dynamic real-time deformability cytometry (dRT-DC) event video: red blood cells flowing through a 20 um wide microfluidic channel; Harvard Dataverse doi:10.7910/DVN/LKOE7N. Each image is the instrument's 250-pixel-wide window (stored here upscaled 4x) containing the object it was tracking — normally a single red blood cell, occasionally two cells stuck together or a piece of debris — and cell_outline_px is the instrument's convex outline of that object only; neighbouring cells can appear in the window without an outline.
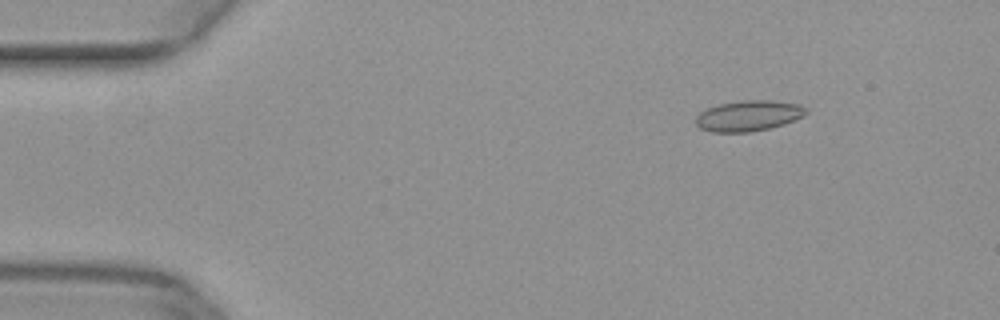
{"species": "common noctule bat (a hibernating species)", "species_latin": "Nyctalus noctula", "temperature_condition": "warm", "stored_images_in_passage": 14, "camera_frame_rate_fps": 3000, "um_per_image_px": 0.085, "animal": {"sex": "female", "body_mass_g": 29.2, "forearm_length_mm": 56.3}, "frame": {"image": 1, "passage_image": 1, "time_ms": 0.0, "image_size_px": [1000, 320], "cell_outline_px": [[808, 112], [804, 116], [784, 124], [752, 132], [712, 132], [700, 128], [696, 124], [696, 116], [700, 112], [708, 108], [720, 104], [740, 100], [772, 100], [800, 104]], "centroid_in_image_um": [63.63, 9.84], "position_along_channel_um": 21.4, "area_um2": 19.71}}
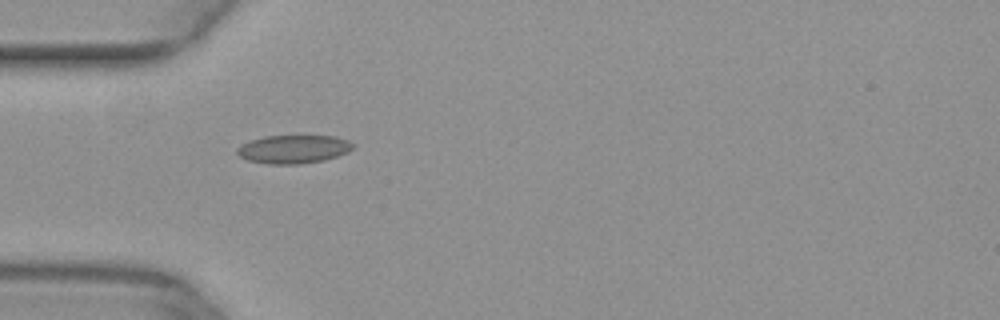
{"frame": {"image": 2, "passage_image": 10, "time_ms": 3.0, "image_size_px": [1000, 320], "cell_outline_px": [[356, 144], [348, 152], [324, 160], [300, 164], [268, 164], [248, 160], [240, 156], [236, 152], [236, 148], [240, 144], [264, 136], [300, 132], [336, 136], [348, 140]], "centroid_in_image_um": [24.98, 12.61], "position_along_channel_um": 60.0, "area_um2": 20.23}}
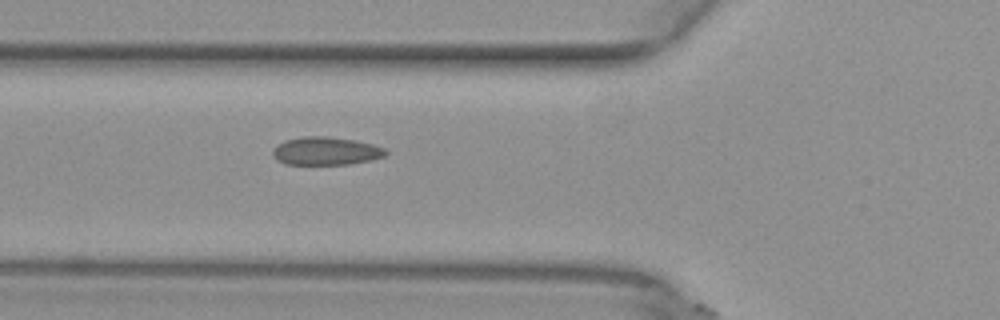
{"frame": {"image": 3, "passage_image": 13, "time_ms": 4.0, "image_size_px": [1000, 320], "cell_outline_px": [[388, 152], [384, 156], [372, 160], [348, 164], [284, 164], [276, 160], [272, 152], [272, 148], [276, 144], [284, 140], [304, 136], [328, 136], [356, 140], [372, 144], [384, 148]], "centroid_in_image_um": [27.66, 12.83], "position_along_channel_um": 98.1, "area_um2": 18.67}}